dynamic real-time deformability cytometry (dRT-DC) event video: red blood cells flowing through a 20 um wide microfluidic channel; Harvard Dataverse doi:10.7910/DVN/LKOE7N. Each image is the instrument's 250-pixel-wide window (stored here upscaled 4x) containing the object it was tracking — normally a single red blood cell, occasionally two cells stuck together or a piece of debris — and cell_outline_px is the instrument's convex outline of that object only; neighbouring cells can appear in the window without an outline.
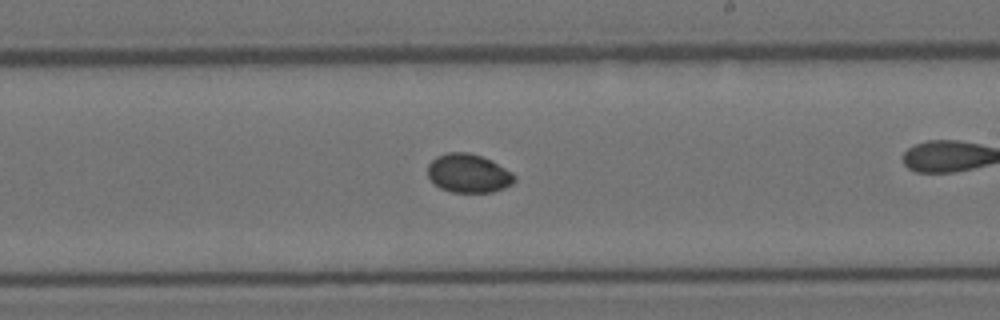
{"species": "Egyptian fruit bat (a non-hibernating species)", "species_latin": "Rousettus aegyptiacus", "temperature_condition": "room temperature", "stored_images_in_passage": 32, "camera_frame_rate_fps": 3000, "um_per_image_px": 0.085, "animal": {"sex": "female"}, "frame": {"image": 1, "passage_image": 23, "time_ms": 7.333, "image_size_px": [1000, 320], "cell_outline_px": [[516, 180], [512, 184], [504, 188], [492, 192], [452, 192], [440, 188], [428, 176], [428, 164], [436, 156], [448, 152], [468, 152], [492, 160], [512, 172], [516, 176]], "centroid_in_image_um": [39.84, 14.73], "position_along_channel_um": 249.2, "area_um2": 19.59}}
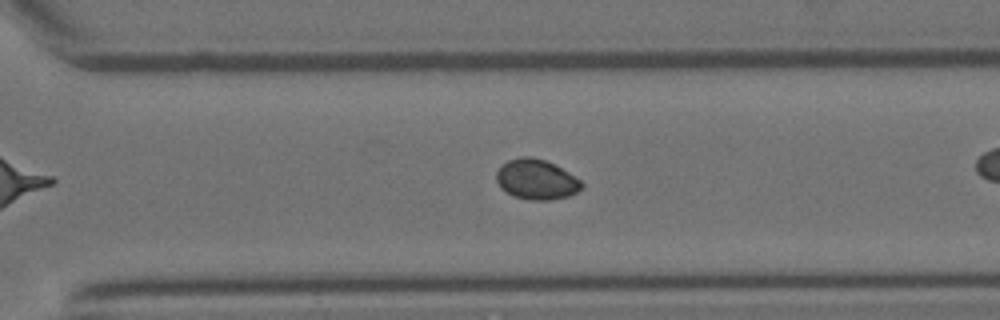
{"frame": {"image": 2, "passage_image": 28, "time_ms": 9.0, "image_size_px": [1000, 320], "cell_outline_px": [[584, 184], [576, 192], [568, 196], [548, 200], [528, 200], [512, 196], [500, 188], [496, 180], [496, 172], [508, 160], [520, 156], [528, 156], [544, 160], [556, 164], [580, 180]], "centroid_in_image_um": [45.57, 15.25], "position_along_channel_um": 325.0, "area_um2": 19.94}}